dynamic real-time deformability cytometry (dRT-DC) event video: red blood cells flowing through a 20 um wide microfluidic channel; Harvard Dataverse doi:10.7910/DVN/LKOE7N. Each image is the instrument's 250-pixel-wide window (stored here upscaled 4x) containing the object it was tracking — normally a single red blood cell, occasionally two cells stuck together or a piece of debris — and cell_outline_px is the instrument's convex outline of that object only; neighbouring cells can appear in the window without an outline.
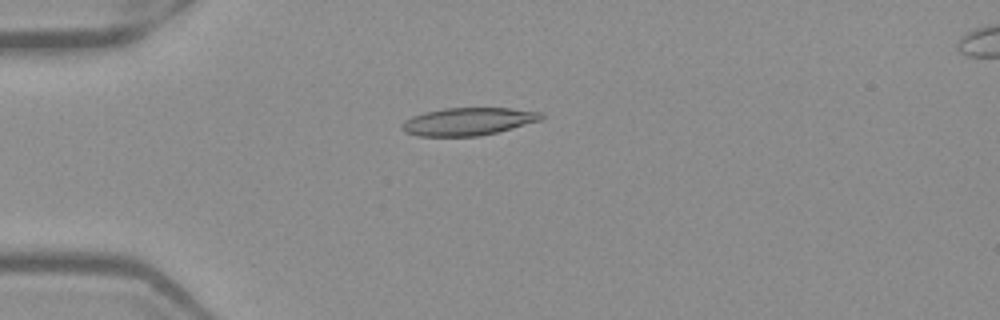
{"species": "Egyptian fruit bat (a non-hibernating species)", "species_latin": "Rousettus aegyptiacus", "temperature_condition": "warm", "stored_images_in_passage": 52, "camera_frame_rate_fps": 3000, "um_per_image_px": 0.085, "frame": {"image": 1, "passage_image": 14, "time_ms": 4.333, "image_size_px": [1000, 320], "cell_outline_px": [[544, 120], [480, 136], [416, 136], [404, 132], [400, 128], [400, 124], [404, 120], [412, 116], [424, 112], [444, 108], [512, 108], [540, 112], [544, 116]], "centroid_in_image_um": [39.77, 10.33], "position_along_channel_um": 45.2, "area_um2": 22.72}}
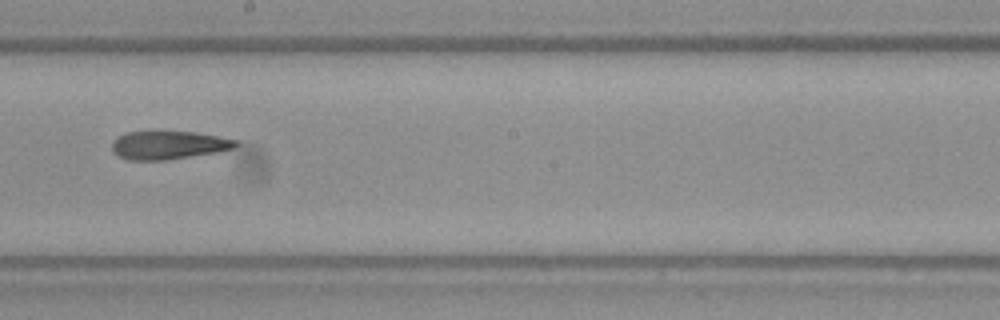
{"frame": {"image": 2, "passage_image": 30, "time_ms": 9.667, "image_size_px": [1000, 320], "cell_outline_px": [[240, 144], [236, 148], [220, 152], [168, 160], [128, 160], [112, 152], [112, 140], [128, 132], [192, 132], [240, 140]], "centroid_in_image_um": [14.39, 12.35], "position_along_channel_um": 233.8, "area_um2": 20.52}}
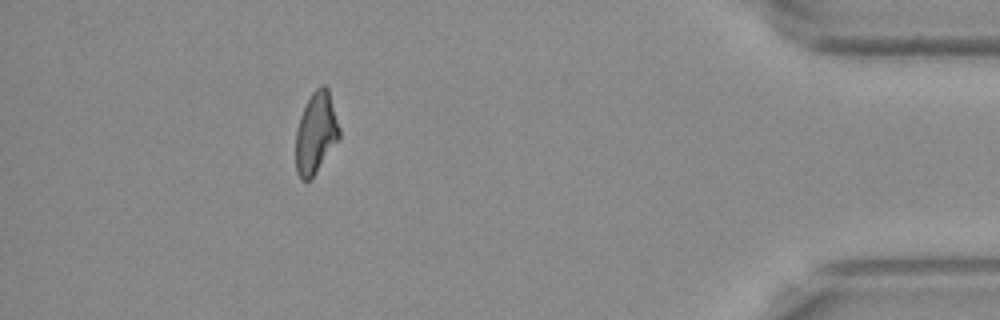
{"frame": {"image": 3, "passage_image": 47, "time_ms": 15.333, "image_size_px": [1000, 320], "cell_outline_px": [[340, 136], [316, 172], [308, 180], [300, 180], [296, 172], [296, 128], [300, 116], [312, 92], [320, 84], [324, 84], [328, 88], [340, 128]], "centroid_in_image_um": [26.84, 11.28], "position_along_channel_um": 408.4, "area_um2": 20.46}, "authors_computed_cell_mechanics": {"area_um2": 21.6172, "velocity_mm_per_s": 3.9612, "shape_relaxation_time_tau1_ms": null, "shape_relaxation_time_tau2_ms": 7.0898, "deformation_change_tau1": null, "deformation_change_tau2": 0.2013}}